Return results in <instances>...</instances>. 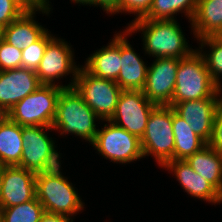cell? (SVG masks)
Wrapping results in <instances>:
<instances>
[{
    "mask_svg": "<svg viewBox=\"0 0 222 222\" xmlns=\"http://www.w3.org/2000/svg\"><path fill=\"white\" fill-rule=\"evenodd\" d=\"M130 33L143 34V46L146 54L154 58H177L189 56L194 49L190 48L187 39L176 20H151L139 18L127 26Z\"/></svg>",
    "mask_w": 222,
    "mask_h": 222,
    "instance_id": "cell-1",
    "label": "cell"
},
{
    "mask_svg": "<svg viewBox=\"0 0 222 222\" xmlns=\"http://www.w3.org/2000/svg\"><path fill=\"white\" fill-rule=\"evenodd\" d=\"M98 120L101 119L73 87L61 91L52 123V128L60 131V135L71 133L91 144L98 131L95 123Z\"/></svg>",
    "mask_w": 222,
    "mask_h": 222,
    "instance_id": "cell-2",
    "label": "cell"
},
{
    "mask_svg": "<svg viewBox=\"0 0 222 222\" xmlns=\"http://www.w3.org/2000/svg\"><path fill=\"white\" fill-rule=\"evenodd\" d=\"M60 168L36 173V198L46 212L74 216L84 203Z\"/></svg>",
    "mask_w": 222,
    "mask_h": 222,
    "instance_id": "cell-3",
    "label": "cell"
},
{
    "mask_svg": "<svg viewBox=\"0 0 222 222\" xmlns=\"http://www.w3.org/2000/svg\"><path fill=\"white\" fill-rule=\"evenodd\" d=\"M219 89L206 68L203 56L195 49L189 56L179 59L175 90L169 106L209 98Z\"/></svg>",
    "mask_w": 222,
    "mask_h": 222,
    "instance_id": "cell-4",
    "label": "cell"
},
{
    "mask_svg": "<svg viewBox=\"0 0 222 222\" xmlns=\"http://www.w3.org/2000/svg\"><path fill=\"white\" fill-rule=\"evenodd\" d=\"M66 88V85L42 84L16 103L8 111V118L20 126L52 127L58 97Z\"/></svg>",
    "mask_w": 222,
    "mask_h": 222,
    "instance_id": "cell-5",
    "label": "cell"
},
{
    "mask_svg": "<svg viewBox=\"0 0 222 222\" xmlns=\"http://www.w3.org/2000/svg\"><path fill=\"white\" fill-rule=\"evenodd\" d=\"M173 107L157 105L149 115L140 139L143 157L152 155L160 167L174 160Z\"/></svg>",
    "mask_w": 222,
    "mask_h": 222,
    "instance_id": "cell-6",
    "label": "cell"
},
{
    "mask_svg": "<svg viewBox=\"0 0 222 222\" xmlns=\"http://www.w3.org/2000/svg\"><path fill=\"white\" fill-rule=\"evenodd\" d=\"M46 126H22L23 150L18 167L35 173L44 172L61 166L60 154Z\"/></svg>",
    "mask_w": 222,
    "mask_h": 222,
    "instance_id": "cell-7",
    "label": "cell"
},
{
    "mask_svg": "<svg viewBox=\"0 0 222 222\" xmlns=\"http://www.w3.org/2000/svg\"><path fill=\"white\" fill-rule=\"evenodd\" d=\"M73 88L102 121L114 115L122 92L115 81L96 77L83 66L79 68Z\"/></svg>",
    "mask_w": 222,
    "mask_h": 222,
    "instance_id": "cell-8",
    "label": "cell"
},
{
    "mask_svg": "<svg viewBox=\"0 0 222 222\" xmlns=\"http://www.w3.org/2000/svg\"><path fill=\"white\" fill-rule=\"evenodd\" d=\"M98 129L91 143L95 150L114 163H130L143 157L140 139L110 120Z\"/></svg>",
    "mask_w": 222,
    "mask_h": 222,
    "instance_id": "cell-9",
    "label": "cell"
},
{
    "mask_svg": "<svg viewBox=\"0 0 222 222\" xmlns=\"http://www.w3.org/2000/svg\"><path fill=\"white\" fill-rule=\"evenodd\" d=\"M73 52L72 47L65 40L54 36L48 42L40 65L36 70L40 83L57 85L55 84L56 80L72 74V80L67 84V88H72L80 68L79 65H75Z\"/></svg>",
    "mask_w": 222,
    "mask_h": 222,
    "instance_id": "cell-10",
    "label": "cell"
},
{
    "mask_svg": "<svg viewBox=\"0 0 222 222\" xmlns=\"http://www.w3.org/2000/svg\"><path fill=\"white\" fill-rule=\"evenodd\" d=\"M156 106L142 90H122L110 121L141 139L149 115Z\"/></svg>",
    "mask_w": 222,
    "mask_h": 222,
    "instance_id": "cell-11",
    "label": "cell"
},
{
    "mask_svg": "<svg viewBox=\"0 0 222 222\" xmlns=\"http://www.w3.org/2000/svg\"><path fill=\"white\" fill-rule=\"evenodd\" d=\"M179 59L156 58L148 67L144 89L147 99L156 105H170L175 90Z\"/></svg>",
    "mask_w": 222,
    "mask_h": 222,
    "instance_id": "cell-12",
    "label": "cell"
},
{
    "mask_svg": "<svg viewBox=\"0 0 222 222\" xmlns=\"http://www.w3.org/2000/svg\"><path fill=\"white\" fill-rule=\"evenodd\" d=\"M36 173L18 166H2L0 208L13 207L36 197Z\"/></svg>",
    "mask_w": 222,
    "mask_h": 222,
    "instance_id": "cell-13",
    "label": "cell"
},
{
    "mask_svg": "<svg viewBox=\"0 0 222 222\" xmlns=\"http://www.w3.org/2000/svg\"><path fill=\"white\" fill-rule=\"evenodd\" d=\"M221 90L220 88L209 98L179 102L173 106L175 112L190 125L191 130L206 143L212 135L215 114L222 98Z\"/></svg>",
    "mask_w": 222,
    "mask_h": 222,
    "instance_id": "cell-14",
    "label": "cell"
},
{
    "mask_svg": "<svg viewBox=\"0 0 222 222\" xmlns=\"http://www.w3.org/2000/svg\"><path fill=\"white\" fill-rule=\"evenodd\" d=\"M41 85L36 71L23 67L0 71V107L8 112Z\"/></svg>",
    "mask_w": 222,
    "mask_h": 222,
    "instance_id": "cell-15",
    "label": "cell"
},
{
    "mask_svg": "<svg viewBox=\"0 0 222 222\" xmlns=\"http://www.w3.org/2000/svg\"><path fill=\"white\" fill-rule=\"evenodd\" d=\"M122 33V34H121ZM127 35H132L126 28L120 32V73L115 81L122 90H143L148 67L130 45Z\"/></svg>",
    "mask_w": 222,
    "mask_h": 222,
    "instance_id": "cell-16",
    "label": "cell"
},
{
    "mask_svg": "<svg viewBox=\"0 0 222 222\" xmlns=\"http://www.w3.org/2000/svg\"><path fill=\"white\" fill-rule=\"evenodd\" d=\"M162 168L174 172L175 178L191 197L208 201L214 205L222 203V194L196 173L186 160H170Z\"/></svg>",
    "mask_w": 222,
    "mask_h": 222,
    "instance_id": "cell-17",
    "label": "cell"
},
{
    "mask_svg": "<svg viewBox=\"0 0 222 222\" xmlns=\"http://www.w3.org/2000/svg\"><path fill=\"white\" fill-rule=\"evenodd\" d=\"M120 64V33H117L107 46L91 54L83 67L96 77L116 81L121 70Z\"/></svg>",
    "mask_w": 222,
    "mask_h": 222,
    "instance_id": "cell-18",
    "label": "cell"
},
{
    "mask_svg": "<svg viewBox=\"0 0 222 222\" xmlns=\"http://www.w3.org/2000/svg\"><path fill=\"white\" fill-rule=\"evenodd\" d=\"M190 24L196 39L222 36V0H198Z\"/></svg>",
    "mask_w": 222,
    "mask_h": 222,
    "instance_id": "cell-19",
    "label": "cell"
},
{
    "mask_svg": "<svg viewBox=\"0 0 222 222\" xmlns=\"http://www.w3.org/2000/svg\"><path fill=\"white\" fill-rule=\"evenodd\" d=\"M36 12H24L8 26L4 27L3 40L23 50L36 42L47 30L34 20Z\"/></svg>",
    "mask_w": 222,
    "mask_h": 222,
    "instance_id": "cell-20",
    "label": "cell"
},
{
    "mask_svg": "<svg viewBox=\"0 0 222 222\" xmlns=\"http://www.w3.org/2000/svg\"><path fill=\"white\" fill-rule=\"evenodd\" d=\"M191 168L222 194V154L208 144L186 159Z\"/></svg>",
    "mask_w": 222,
    "mask_h": 222,
    "instance_id": "cell-21",
    "label": "cell"
},
{
    "mask_svg": "<svg viewBox=\"0 0 222 222\" xmlns=\"http://www.w3.org/2000/svg\"><path fill=\"white\" fill-rule=\"evenodd\" d=\"M22 150V126L7 118L0 124V166H18Z\"/></svg>",
    "mask_w": 222,
    "mask_h": 222,
    "instance_id": "cell-22",
    "label": "cell"
},
{
    "mask_svg": "<svg viewBox=\"0 0 222 222\" xmlns=\"http://www.w3.org/2000/svg\"><path fill=\"white\" fill-rule=\"evenodd\" d=\"M174 160H186L195 152L200 151L207 143L196 135L189 124L173 109Z\"/></svg>",
    "mask_w": 222,
    "mask_h": 222,
    "instance_id": "cell-23",
    "label": "cell"
},
{
    "mask_svg": "<svg viewBox=\"0 0 222 222\" xmlns=\"http://www.w3.org/2000/svg\"><path fill=\"white\" fill-rule=\"evenodd\" d=\"M198 0H153L149 11L142 17L151 20H175L174 15L184 13L191 22Z\"/></svg>",
    "mask_w": 222,
    "mask_h": 222,
    "instance_id": "cell-24",
    "label": "cell"
},
{
    "mask_svg": "<svg viewBox=\"0 0 222 222\" xmlns=\"http://www.w3.org/2000/svg\"><path fill=\"white\" fill-rule=\"evenodd\" d=\"M201 47L197 49L203 56L206 68L210 72L212 80L222 89L220 76H222V36L213 35L198 39ZM205 45V46H204ZM210 47V50L206 54L203 51V47ZM210 52V53H209Z\"/></svg>",
    "mask_w": 222,
    "mask_h": 222,
    "instance_id": "cell-25",
    "label": "cell"
},
{
    "mask_svg": "<svg viewBox=\"0 0 222 222\" xmlns=\"http://www.w3.org/2000/svg\"><path fill=\"white\" fill-rule=\"evenodd\" d=\"M2 222H40L45 212L42 204L34 199L8 208H0Z\"/></svg>",
    "mask_w": 222,
    "mask_h": 222,
    "instance_id": "cell-26",
    "label": "cell"
},
{
    "mask_svg": "<svg viewBox=\"0 0 222 222\" xmlns=\"http://www.w3.org/2000/svg\"><path fill=\"white\" fill-rule=\"evenodd\" d=\"M54 36L47 31L33 44L22 50V67L36 71L40 65L45 48Z\"/></svg>",
    "mask_w": 222,
    "mask_h": 222,
    "instance_id": "cell-27",
    "label": "cell"
},
{
    "mask_svg": "<svg viewBox=\"0 0 222 222\" xmlns=\"http://www.w3.org/2000/svg\"><path fill=\"white\" fill-rule=\"evenodd\" d=\"M22 67V51L2 40L0 42V71Z\"/></svg>",
    "mask_w": 222,
    "mask_h": 222,
    "instance_id": "cell-28",
    "label": "cell"
},
{
    "mask_svg": "<svg viewBox=\"0 0 222 222\" xmlns=\"http://www.w3.org/2000/svg\"><path fill=\"white\" fill-rule=\"evenodd\" d=\"M153 0H117V14H136L134 20L142 18L150 9Z\"/></svg>",
    "mask_w": 222,
    "mask_h": 222,
    "instance_id": "cell-29",
    "label": "cell"
},
{
    "mask_svg": "<svg viewBox=\"0 0 222 222\" xmlns=\"http://www.w3.org/2000/svg\"><path fill=\"white\" fill-rule=\"evenodd\" d=\"M24 11L13 0H0V25L8 26Z\"/></svg>",
    "mask_w": 222,
    "mask_h": 222,
    "instance_id": "cell-30",
    "label": "cell"
},
{
    "mask_svg": "<svg viewBox=\"0 0 222 222\" xmlns=\"http://www.w3.org/2000/svg\"><path fill=\"white\" fill-rule=\"evenodd\" d=\"M207 144L213 150L222 154V98L219 101V105L215 114L212 135Z\"/></svg>",
    "mask_w": 222,
    "mask_h": 222,
    "instance_id": "cell-31",
    "label": "cell"
},
{
    "mask_svg": "<svg viewBox=\"0 0 222 222\" xmlns=\"http://www.w3.org/2000/svg\"><path fill=\"white\" fill-rule=\"evenodd\" d=\"M24 12L40 11L43 14H49L51 10L48 8L46 0H13Z\"/></svg>",
    "mask_w": 222,
    "mask_h": 222,
    "instance_id": "cell-32",
    "label": "cell"
},
{
    "mask_svg": "<svg viewBox=\"0 0 222 222\" xmlns=\"http://www.w3.org/2000/svg\"><path fill=\"white\" fill-rule=\"evenodd\" d=\"M94 6H99L107 14H117V0H93Z\"/></svg>",
    "mask_w": 222,
    "mask_h": 222,
    "instance_id": "cell-33",
    "label": "cell"
},
{
    "mask_svg": "<svg viewBox=\"0 0 222 222\" xmlns=\"http://www.w3.org/2000/svg\"><path fill=\"white\" fill-rule=\"evenodd\" d=\"M40 222H73L71 216L44 212L40 218Z\"/></svg>",
    "mask_w": 222,
    "mask_h": 222,
    "instance_id": "cell-34",
    "label": "cell"
},
{
    "mask_svg": "<svg viewBox=\"0 0 222 222\" xmlns=\"http://www.w3.org/2000/svg\"><path fill=\"white\" fill-rule=\"evenodd\" d=\"M8 118V112L0 107V124L3 123Z\"/></svg>",
    "mask_w": 222,
    "mask_h": 222,
    "instance_id": "cell-35",
    "label": "cell"
},
{
    "mask_svg": "<svg viewBox=\"0 0 222 222\" xmlns=\"http://www.w3.org/2000/svg\"><path fill=\"white\" fill-rule=\"evenodd\" d=\"M71 2H75V3H79V5L80 4H82V5H89V6H93V0H71Z\"/></svg>",
    "mask_w": 222,
    "mask_h": 222,
    "instance_id": "cell-36",
    "label": "cell"
},
{
    "mask_svg": "<svg viewBox=\"0 0 222 222\" xmlns=\"http://www.w3.org/2000/svg\"><path fill=\"white\" fill-rule=\"evenodd\" d=\"M4 36V27L0 25V42L3 40Z\"/></svg>",
    "mask_w": 222,
    "mask_h": 222,
    "instance_id": "cell-37",
    "label": "cell"
},
{
    "mask_svg": "<svg viewBox=\"0 0 222 222\" xmlns=\"http://www.w3.org/2000/svg\"><path fill=\"white\" fill-rule=\"evenodd\" d=\"M1 172H2V166H0V190H1Z\"/></svg>",
    "mask_w": 222,
    "mask_h": 222,
    "instance_id": "cell-38",
    "label": "cell"
},
{
    "mask_svg": "<svg viewBox=\"0 0 222 222\" xmlns=\"http://www.w3.org/2000/svg\"><path fill=\"white\" fill-rule=\"evenodd\" d=\"M0 222H2V215H1V210H0Z\"/></svg>",
    "mask_w": 222,
    "mask_h": 222,
    "instance_id": "cell-39",
    "label": "cell"
},
{
    "mask_svg": "<svg viewBox=\"0 0 222 222\" xmlns=\"http://www.w3.org/2000/svg\"><path fill=\"white\" fill-rule=\"evenodd\" d=\"M46 1H48V8H49V10L51 9V7H50V4H49V0H46Z\"/></svg>",
    "mask_w": 222,
    "mask_h": 222,
    "instance_id": "cell-40",
    "label": "cell"
}]
</instances>
